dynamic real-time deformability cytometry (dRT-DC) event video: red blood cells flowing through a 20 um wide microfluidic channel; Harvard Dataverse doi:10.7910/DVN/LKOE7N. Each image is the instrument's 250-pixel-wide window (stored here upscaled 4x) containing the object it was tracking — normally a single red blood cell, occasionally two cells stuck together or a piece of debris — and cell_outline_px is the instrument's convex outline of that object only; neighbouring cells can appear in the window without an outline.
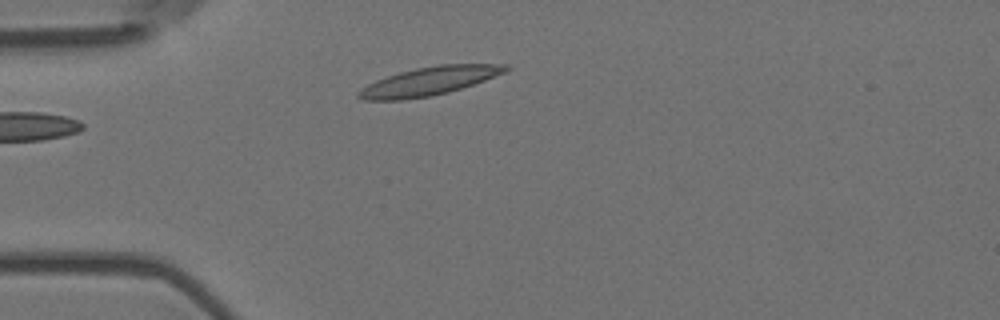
{"species": "Egyptian fruit bat (a non-hibernating species)", "species_latin": "Rousettus aegyptiacus", "temperature_condition": "room temperature", "stored_images_in_passage": 1, "camera_frame_rate_fps": 3000, "um_per_image_px": 0.085, "animal": {"sex": "female"}, "frame": {"image": 1, "passage_image": 1, "time_ms": 0.0, "image_size_px": [1000, 320], "cell_outline_px": [[512, 68], [504, 72], [484, 80], [448, 92], [432, 96], [400, 100], [360, 100], [356, 96], [356, 92], [360, 88], [376, 80], [400, 72], [416, 68], [440, 64], [508, 64]], "centroid_in_image_um": [36.43, 6.9], "position_along_channel_um": 48.6, "area_um2": 24.28}}